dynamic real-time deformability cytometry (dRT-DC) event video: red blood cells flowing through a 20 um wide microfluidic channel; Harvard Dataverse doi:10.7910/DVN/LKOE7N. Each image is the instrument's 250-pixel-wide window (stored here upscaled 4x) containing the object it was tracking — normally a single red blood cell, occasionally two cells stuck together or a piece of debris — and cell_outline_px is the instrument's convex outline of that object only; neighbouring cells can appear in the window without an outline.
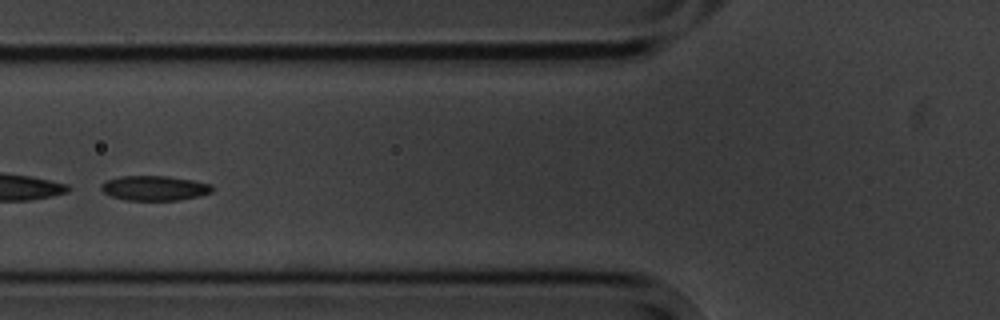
{"species": "common noctule bat (a hibernating species)", "species_latin": "Nyctalus noctula", "temperature_condition": "cold", "stored_images_in_passage": 4, "segment_of_instrument_passage": [2, 2], "camera_frame_rate_fps": 3000, "um_per_image_px": 0.085, "animal": {"sex": "male", "body_mass_g": 20.1, "forearm_length_mm": 53.5}, "frame": {"image": 1, "passage_image": 4, "time_ms": 3.667, "image_size_px": [1000, 320], "cell_outline_px": [[212, 192], [200, 196], [180, 200], [124, 200], [112, 196], [104, 192], [100, 188], [100, 184], [104, 180], [120, 176], [168, 176], [192, 180], [212, 184]], "centroid_in_image_um": [13.11, 15.98], "position_along_channel_um": 112.7, "area_um2": 16.18}}